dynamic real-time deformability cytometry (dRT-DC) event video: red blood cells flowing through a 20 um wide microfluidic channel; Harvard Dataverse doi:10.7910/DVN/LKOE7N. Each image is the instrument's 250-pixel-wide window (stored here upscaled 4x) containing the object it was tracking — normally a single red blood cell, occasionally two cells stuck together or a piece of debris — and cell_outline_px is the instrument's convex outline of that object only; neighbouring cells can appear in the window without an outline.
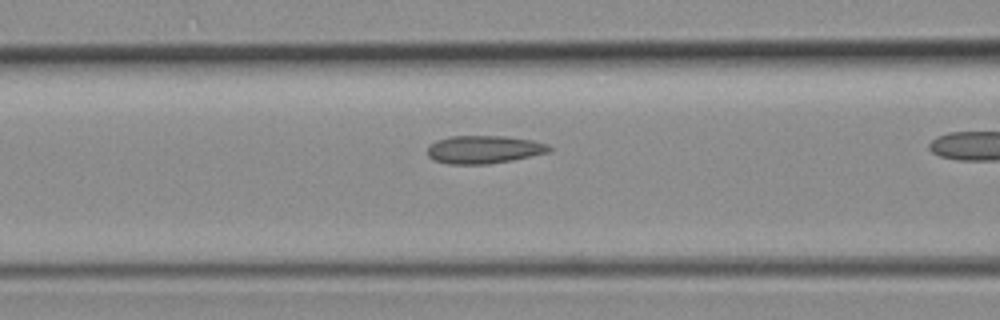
{"species": "common noctule bat (a hibernating species)", "species_latin": "Nyctalus noctula", "temperature_condition": "room temperature", "stored_images_in_passage": 30, "camera_frame_rate_fps": 3000, "um_per_image_px": 0.085, "animal": {"sex": "female", "body_mass_g": 19.3, "forearm_length_mm": 54.1}, "frame": {"image": 1, "passage_image": 13, "time_ms": 4.0, "image_size_px": [1000, 320], "cell_outline_px": [[552, 148], [548, 152], [512, 160], [488, 164], [448, 164], [432, 160], [428, 156], [428, 144], [436, 140], [448, 136], [504, 136], [532, 140], [548, 144]], "centroid_in_image_um": [41.08, 12.7], "position_along_channel_um": 125.5, "area_um2": 19.94}}
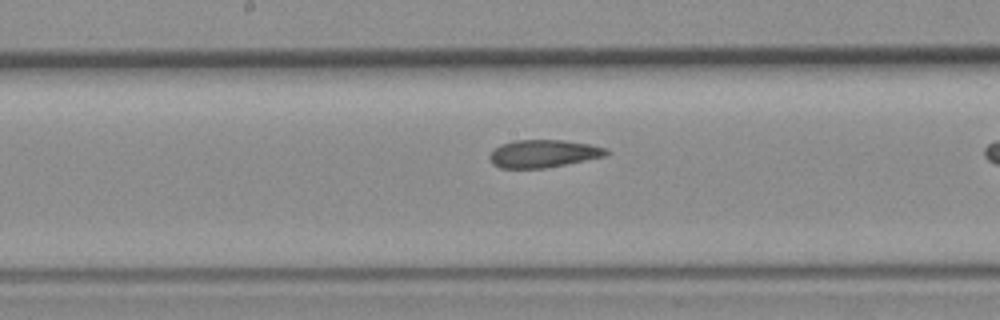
{"frame": {"image": 2, "passage_image": 18, "time_ms": 5.667, "image_size_px": [1000, 320], "cell_outline_px": [[608, 156], [544, 168], [500, 168], [492, 164], [488, 156], [500, 144], [516, 140], [564, 140], [592, 144], [608, 148]], "centroid_in_image_um": [46.22, 13.05], "position_along_channel_um": 202.0, "area_um2": 18.96}}
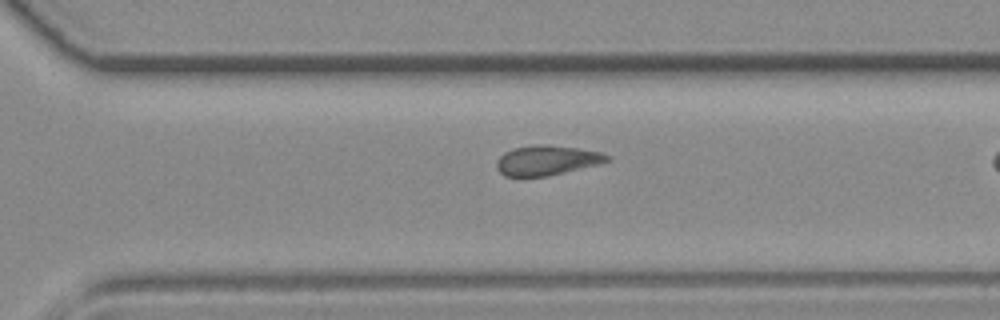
{"frame": {"image": 3, "passage_image": 26, "time_ms": 8.333, "image_size_px": [1000, 320], "cell_outline_px": [[612, 160], [600, 164], [548, 176], [520, 180], [504, 176], [496, 168], [496, 160], [504, 152], [512, 148], [532, 144], [544, 144], [576, 148], [600, 152], [612, 156]], "centroid_in_image_um": [46.42, 13.66], "position_along_channel_um": 324.2, "area_um2": 20.06}}